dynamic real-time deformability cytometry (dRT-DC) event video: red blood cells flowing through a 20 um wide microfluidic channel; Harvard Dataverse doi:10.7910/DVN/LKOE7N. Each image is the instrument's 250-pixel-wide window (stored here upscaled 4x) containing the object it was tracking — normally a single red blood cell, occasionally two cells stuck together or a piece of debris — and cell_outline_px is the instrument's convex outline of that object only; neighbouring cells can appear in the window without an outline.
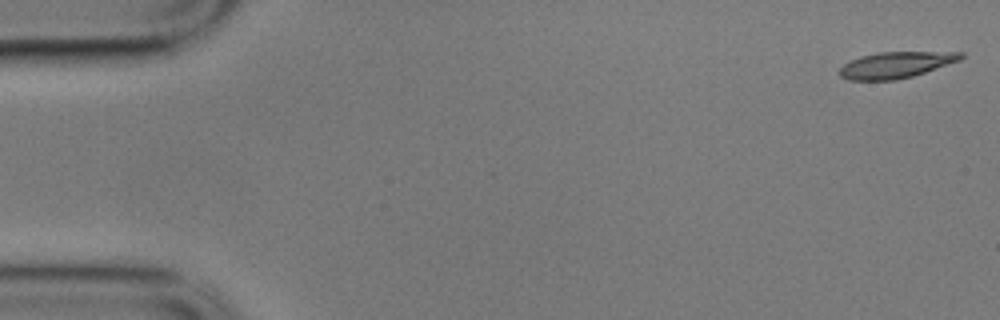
{"species": "common noctule bat (a hibernating species)", "species_latin": "Nyctalus noctula", "temperature_condition": "cold", "stored_images_in_passage": 5, "camera_frame_rate_fps": 3000, "um_per_image_px": 0.085, "animal": {"sex": "male", "body_mass_g": 17.9}, "frame": {"image": 1, "passage_image": 1, "time_ms": 0.0, "image_size_px": [1000, 320], "cell_outline_px": [[964, 56], [960, 60], [912, 76], [896, 80], [848, 80], [840, 76], [840, 68], [844, 64], [860, 56], [880, 52], [964, 52]], "centroid_in_image_um": [76.14, 5.52], "position_along_channel_um": 8.9, "area_um2": 18.32}}
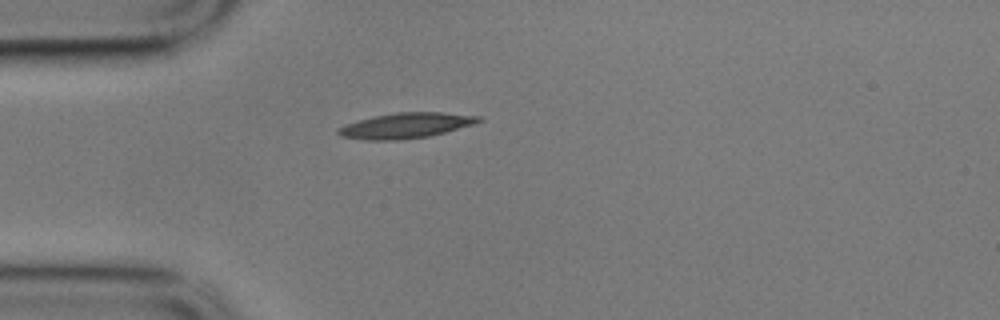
{"frame": {"image": 2, "passage_image": 5, "time_ms": 1.333, "image_size_px": [1000, 320], "cell_outline_px": [[484, 120], [472, 124], [444, 132], [428, 136], [400, 140], [364, 140], [340, 136], [336, 132], [336, 128], [372, 116], [396, 112], [440, 112], [480, 116]], "centroid_in_image_um": [34.46, 10.67], "position_along_channel_um": 50.5, "area_um2": 20.63}}